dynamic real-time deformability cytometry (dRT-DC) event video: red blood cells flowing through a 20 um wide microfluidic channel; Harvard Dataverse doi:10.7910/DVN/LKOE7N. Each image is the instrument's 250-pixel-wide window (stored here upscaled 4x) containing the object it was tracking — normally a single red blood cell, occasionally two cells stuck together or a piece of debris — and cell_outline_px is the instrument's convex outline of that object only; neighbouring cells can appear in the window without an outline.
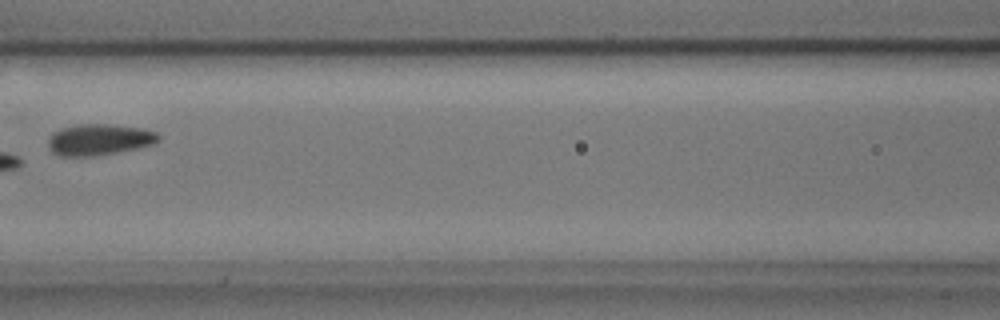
{"species": "common noctule bat (a hibernating species)", "species_latin": "Nyctalus noctula", "temperature_condition": "cold", "stored_images_in_passage": 3, "camera_frame_rate_fps": 3000, "um_per_image_px": 0.085, "animal": {"sex": "male", "body_mass_g": 17.9, "forearm_length_mm": 54.2}, "frame": {"image": 1, "passage_image": 3, "time_ms": 0.667, "image_size_px": [1000, 320], "cell_outline_px": [[160, 140], [156, 144], [140, 148], [96, 156], [60, 156], [52, 152], [48, 148], [48, 140], [52, 132], [60, 128], [80, 124], [104, 124], [144, 128], [160, 132]], "centroid_in_image_um": [8.47, 11.87], "position_along_channel_um": 158.1, "area_um2": 20.52}}